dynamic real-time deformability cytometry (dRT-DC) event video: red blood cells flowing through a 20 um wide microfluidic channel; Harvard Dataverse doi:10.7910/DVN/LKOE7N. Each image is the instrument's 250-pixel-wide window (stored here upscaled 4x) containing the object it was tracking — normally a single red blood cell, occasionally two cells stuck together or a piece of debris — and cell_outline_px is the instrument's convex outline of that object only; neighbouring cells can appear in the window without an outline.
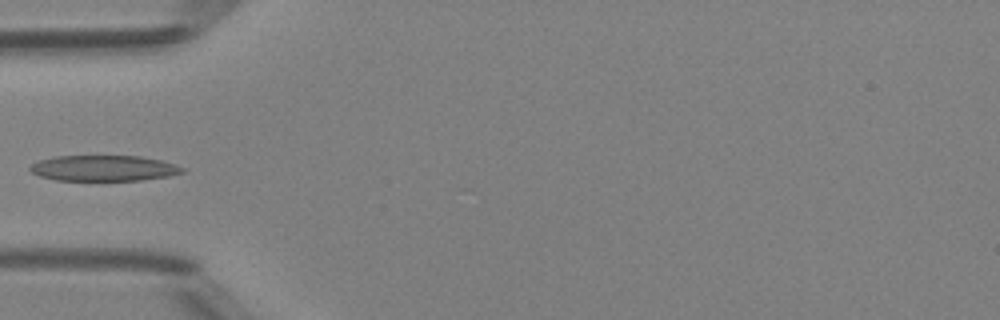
{"species": "Egyptian fruit bat (a non-hibernating species)", "species_latin": "Rousettus aegyptiacus", "temperature_condition": "room temperature", "stored_images_in_passage": 15, "camera_frame_rate_fps": 3000, "um_per_image_px": 0.085, "animal": {"sex": "female"}, "frame": {"image": 1, "passage_image": 1, "time_ms": 0.0, "image_size_px": [1000, 320], "cell_outline_px": [[184, 172], [168, 176], [140, 180], [56, 180], [40, 176], [32, 172], [28, 168], [32, 164], [40, 160], [52, 156], [140, 156], [160, 160], [184, 168]], "centroid_in_image_um": [8.78, 14.29], "position_along_channel_um": 76.2, "area_um2": 22.6}}